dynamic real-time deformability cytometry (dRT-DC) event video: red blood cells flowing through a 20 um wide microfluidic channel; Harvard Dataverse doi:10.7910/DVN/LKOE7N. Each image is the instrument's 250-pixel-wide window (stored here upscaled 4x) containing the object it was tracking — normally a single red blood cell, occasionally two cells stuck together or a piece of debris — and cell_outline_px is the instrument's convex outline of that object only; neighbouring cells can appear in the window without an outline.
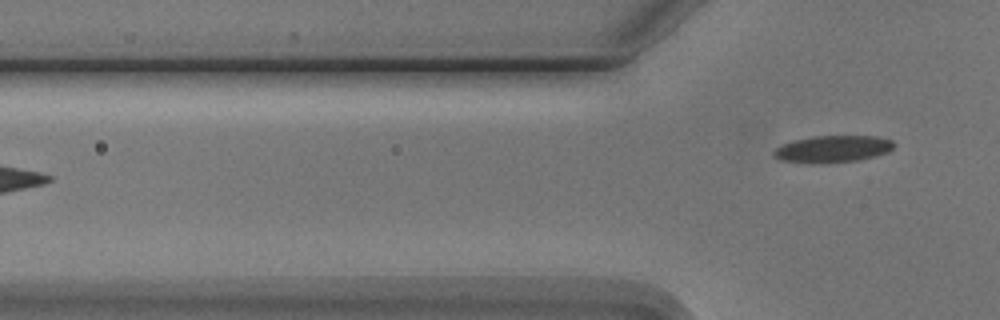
{"species": "Egyptian fruit bat (a non-hibernating species)", "species_latin": "Rousettus aegyptiacus", "temperature_condition": "cold", "stored_images_in_passage": 2, "camera_frame_rate_fps": 3000, "um_per_image_px": 0.085, "animal": {"sex": "male"}, "frame": {"image": 1, "passage_image": 2, "time_ms": 1.333, "image_size_px": [1000, 320], "cell_outline_px": [[896, 144], [888, 152], [876, 156], [856, 160], [824, 164], [780, 160], [772, 156], [772, 152], [776, 148], [792, 140], [812, 136], [876, 136], [892, 140]], "centroid_in_image_um": [70.78, 12.66], "position_along_channel_um": 55.0, "area_um2": 18.96}}